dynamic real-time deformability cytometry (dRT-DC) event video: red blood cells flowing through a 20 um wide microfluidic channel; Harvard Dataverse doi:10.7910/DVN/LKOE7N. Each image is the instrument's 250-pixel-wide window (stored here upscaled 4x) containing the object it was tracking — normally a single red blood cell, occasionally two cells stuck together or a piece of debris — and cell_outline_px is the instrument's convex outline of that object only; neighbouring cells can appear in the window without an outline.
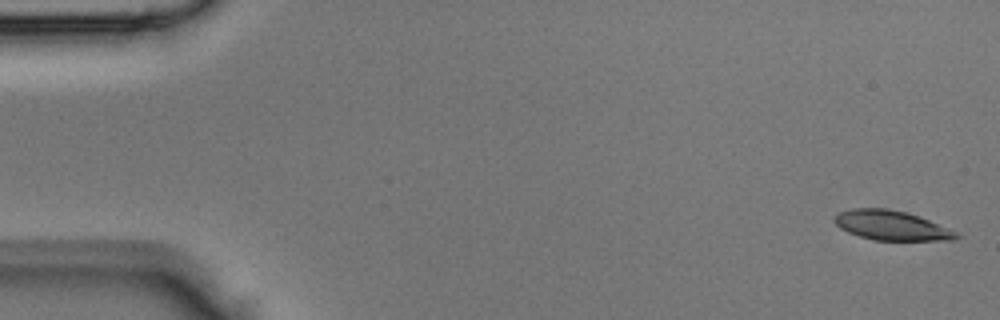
{"species": "Egyptian fruit bat (a non-hibernating species)", "species_latin": "Rousettus aegyptiacus", "temperature_condition": "room temperature", "stored_images_in_passage": 44, "camera_frame_rate_fps": 3000, "um_per_image_px": 0.085, "animal": {"sex": "male"}, "frame": {"image": 1, "passage_image": 1, "time_ms": 0.0, "image_size_px": [1000, 320], "cell_outline_px": [[960, 236], [956, 240], [872, 240], [848, 232], [840, 228], [836, 224], [836, 216], [840, 212], [852, 208], [884, 208], [904, 212], [928, 220], [956, 232]], "centroid_in_image_um": [75.76, 19.17], "position_along_channel_um": 9.2, "area_um2": 20.52}}
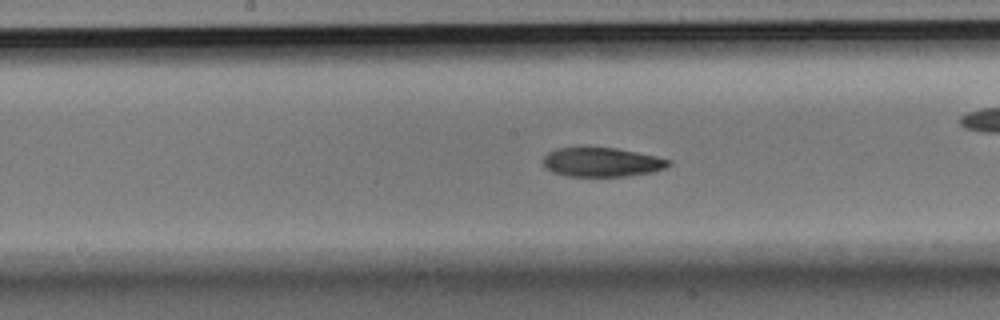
{"frame": {"image": 2, "passage_image": 22, "time_ms": 7.0, "image_size_px": [1000, 320], "cell_outline_px": [[672, 164], [664, 168], [652, 172], [628, 176], [568, 176], [552, 172], [544, 168], [544, 156], [548, 152], [556, 148], [588, 144], [616, 148], [656, 156], [672, 160]], "centroid_in_image_um": [51.11, 13.74], "position_along_channel_um": 197.1, "area_um2": 22.14}}
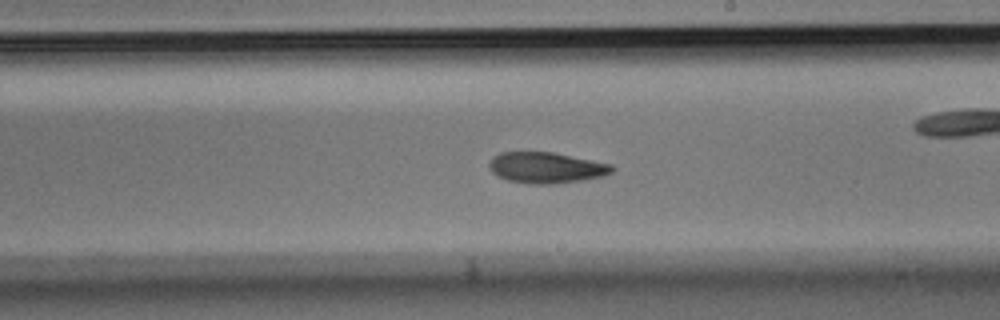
{"frame": {"image": 3, "passage_image": 25, "time_ms": 8.0, "image_size_px": [1000, 320], "cell_outline_px": [[616, 168], [612, 172], [604, 176], [580, 180], [552, 184], [532, 184], [508, 180], [496, 176], [492, 172], [488, 164], [492, 156], [500, 152], [552, 152], [612, 164]], "centroid_in_image_um": [46.41, 14.25], "position_along_channel_um": 242.6, "area_um2": 22.2}}